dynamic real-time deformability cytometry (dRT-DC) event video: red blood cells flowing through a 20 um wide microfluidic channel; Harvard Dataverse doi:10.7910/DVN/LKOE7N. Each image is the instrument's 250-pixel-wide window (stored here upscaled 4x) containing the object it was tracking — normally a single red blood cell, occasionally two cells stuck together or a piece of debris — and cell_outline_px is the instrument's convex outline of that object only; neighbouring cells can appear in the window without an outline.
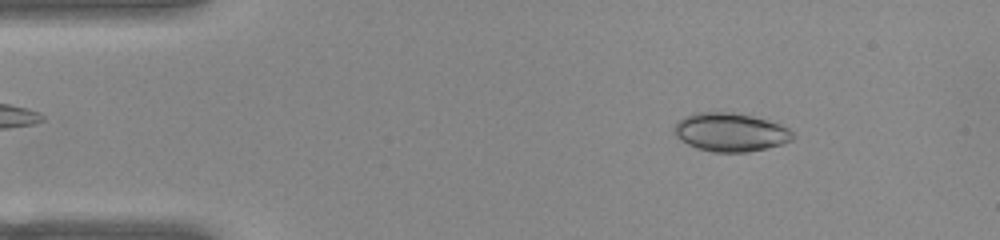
{"species": "common noctule bat (a hibernating species)", "species_latin": "Nyctalus noctula", "temperature_condition": "warm", "stored_images_in_passage": 51, "camera_frame_rate_fps": 3000, "um_per_image_px": 0.085, "animal": {"sex": "female", "body_mass_g": 22.0, "forearm_length_mm": 56.7}, "frame": {"image": 1, "passage_image": 6, "time_ms": 1.667, "image_size_px": [1000, 240], "cell_outline_px": [[796, 136], [792, 140], [768, 148], [748, 152], [712, 152], [696, 148], [680, 140], [676, 136], [676, 124], [684, 116], [696, 112], [732, 112], [752, 116], [780, 124], [788, 128]], "centroid_in_image_um": [62.1, 11.24], "position_along_channel_um": 22.9, "area_um2": 26.53}}
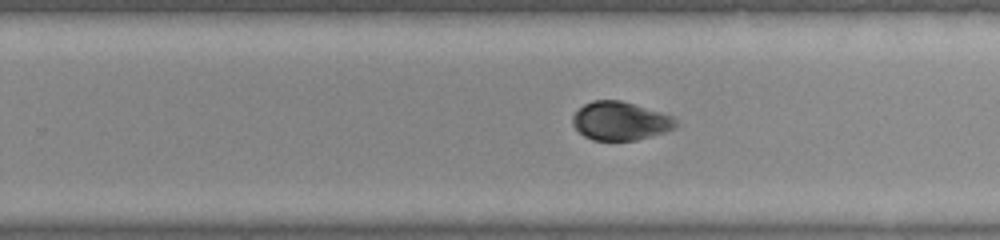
{"frame": {"image": 2, "passage_image": 31, "time_ms": 10.0, "image_size_px": [1000, 240], "cell_outline_px": [[680, 124], [676, 128], [652, 136], [636, 140], [592, 140], [584, 136], [572, 124], [572, 116], [584, 104], [592, 100], [620, 100], [660, 112], [672, 116]], "centroid_in_image_um": [52.73, 10.29], "position_along_channel_um": 277.1, "area_um2": 23.12}}
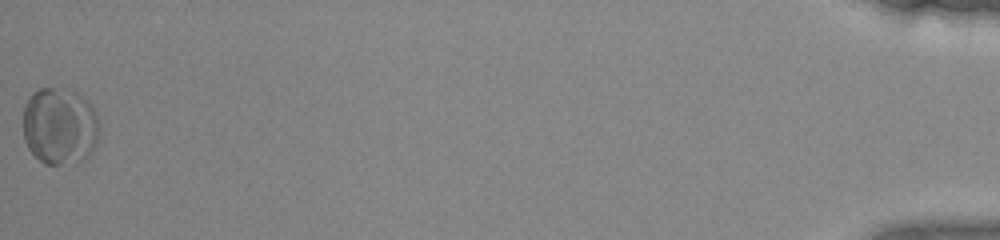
{"frame": {"image": 3, "passage_image": 51, "time_ms": 16.667, "image_size_px": [1000, 240], "cell_outline_px": [[100, 132], [96, 144], [88, 156], [84, 160], [60, 164], [44, 164], [28, 148], [24, 140], [24, 104], [32, 92], [40, 88], [72, 88], [80, 92], [96, 108], [100, 124]], "centroid_in_image_um": [5.13, 10.66], "position_along_channel_um": 430.1, "area_um2": 35.14}, "authors_computed_cell_mechanics": {"area_um2": 23.698, "velocity_mm_per_s": 3.8837, "shape_relaxation_time_tau1_ms": 7.2384, "shape_relaxation_time_tau2_ms": null, "deformation_change_tau1": 0.1675, "deformation_change_tau2": null}}